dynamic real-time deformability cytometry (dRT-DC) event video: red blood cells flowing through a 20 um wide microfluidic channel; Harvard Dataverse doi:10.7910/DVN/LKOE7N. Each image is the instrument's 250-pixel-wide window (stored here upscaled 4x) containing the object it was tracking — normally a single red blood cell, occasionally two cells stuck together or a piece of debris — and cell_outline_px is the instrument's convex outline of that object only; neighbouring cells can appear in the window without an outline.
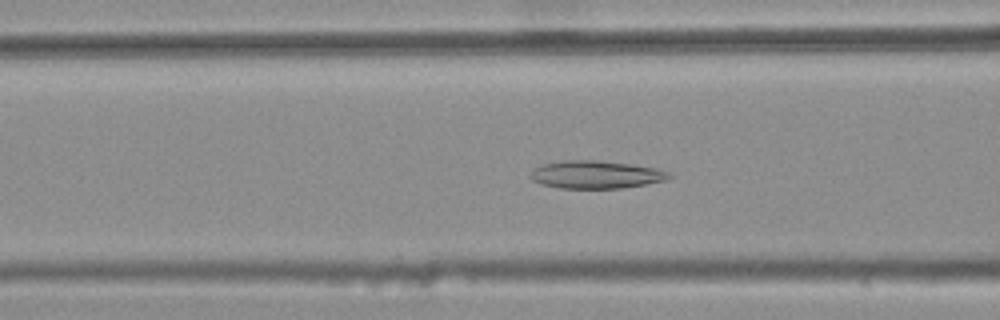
{"species": "common noctule bat (a hibernating species)", "species_latin": "Nyctalus noctula", "temperature_condition": "warm", "stored_images_in_passage": 38, "camera_frame_rate_fps": 3000, "um_per_image_px": 0.085, "animal": {"sex": "female", "body_mass_g": 25.1}, "frame": {"image": 1, "passage_image": 14, "time_ms": 4.333, "image_size_px": [1000, 320], "cell_outline_px": [[672, 176], [664, 180], [644, 184], [620, 188], [560, 188], [544, 184], [532, 180], [532, 172], [536, 168], [544, 164], [564, 160], [596, 160], [632, 164], [656, 168], [668, 172]], "centroid_in_image_um": [50.67, 14.83], "position_along_channel_um": 115.9, "area_um2": 22.02}}
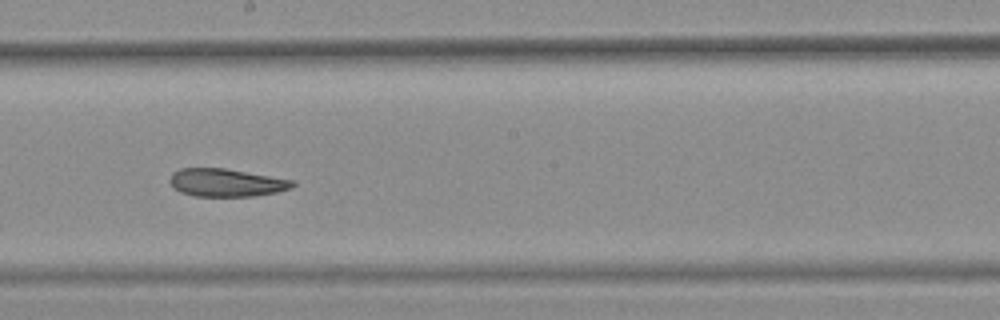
{"frame": {"image": 2, "passage_image": 23, "time_ms": 7.333, "image_size_px": [1000, 320], "cell_outline_px": [[296, 184], [292, 188], [276, 192], [256, 196], [196, 196], [180, 192], [168, 180], [172, 172], [180, 168], [224, 168], [296, 180]], "centroid_in_image_um": [19.27, 15.52], "position_along_channel_um": 228.9, "area_um2": 20.06}}
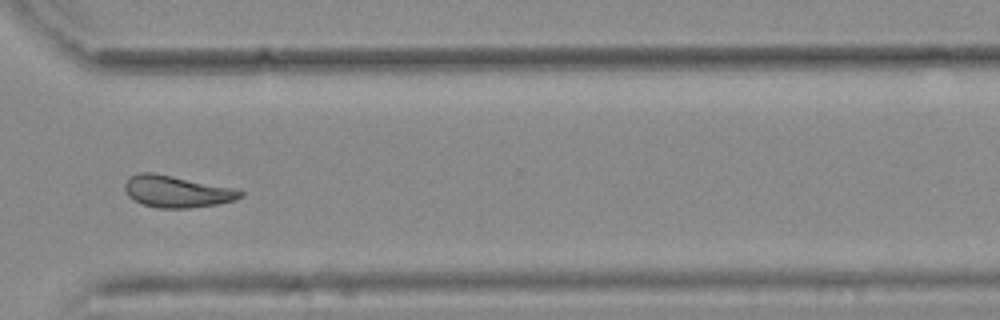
{"frame": {"image": 3, "passage_image": 33, "time_ms": 10.667, "image_size_px": [1000, 320], "cell_outline_px": [[244, 196], [236, 200], [216, 204], [188, 208], [156, 208], [144, 204], [128, 196], [124, 188], [124, 184], [132, 176], [140, 172], [152, 172], [232, 188], [244, 192]], "centroid_in_image_um": [15.03, 16.29], "position_along_channel_um": 355.6, "area_um2": 21.04}, "authors_computed_cell_mechanics": {"area_um2": 21.4438, "velocity_mm_per_s": 3.7764, "shape_relaxation_time_tau1_ms": null, "shape_relaxation_time_tau2_ms": 5.1581, "deformation_change_tau1": null, "deformation_change_tau2": 0.1206}}